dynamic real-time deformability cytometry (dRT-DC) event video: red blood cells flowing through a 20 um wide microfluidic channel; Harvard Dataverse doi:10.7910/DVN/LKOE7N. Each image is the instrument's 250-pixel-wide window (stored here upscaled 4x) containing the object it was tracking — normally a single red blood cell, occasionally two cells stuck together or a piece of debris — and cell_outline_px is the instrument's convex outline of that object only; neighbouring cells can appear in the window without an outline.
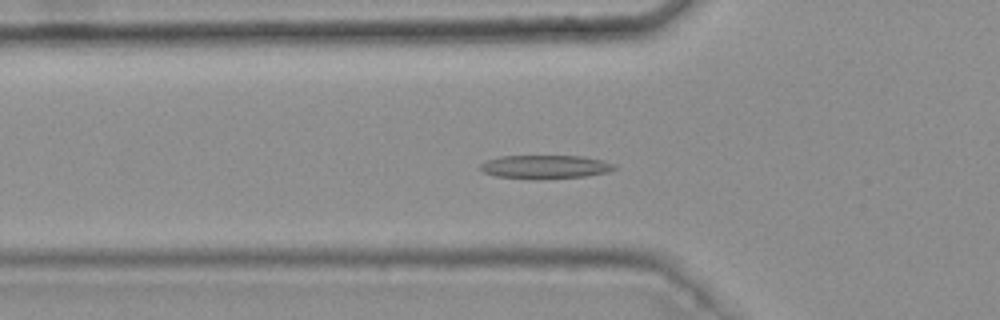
{"species": "common noctule bat (a hibernating species)", "species_latin": "Nyctalus noctula", "temperature_condition": "warm", "stored_images_in_passage": 40, "camera_frame_rate_fps": 3000, "um_per_image_px": 0.085, "animal": {"sex": "female", "body_mass_g": 25.1}, "frame": {"image": 1, "passage_image": 11, "time_ms": 3.333, "image_size_px": [1000, 320], "cell_outline_px": [[616, 168], [608, 172], [588, 176], [536, 180], [532, 180], [496, 176], [484, 172], [480, 168], [480, 164], [488, 160], [500, 156], [584, 156], [616, 164]], "centroid_in_image_um": [46.36, 14.2], "position_along_channel_um": 79.4, "area_um2": 18.61}}
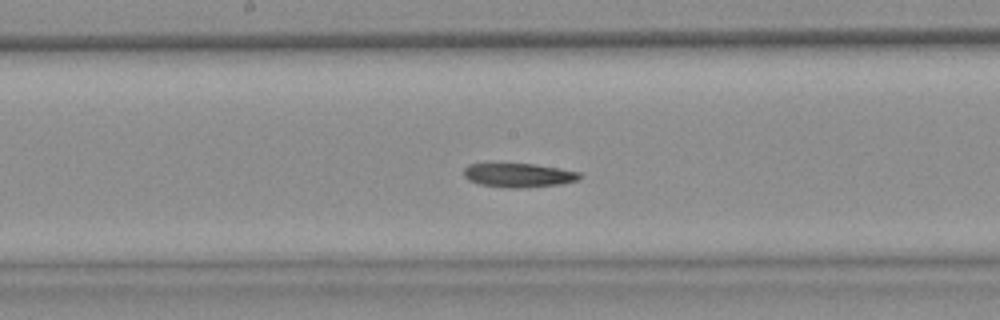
{"frame": {"image": 2, "passage_image": 21, "time_ms": 6.667, "image_size_px": [1000, 320], "cell_outline_px": [[584, 176], [576, 180], [560, 184], [528, 188], [508, 188], [480, 184], [468, 180], [464, 176], [464, 168], [468, 164], [496, 160], [536, 164], [560, 168], [580, 172]], "centroid_in_image_um": [44.02, 14.84], "position_along_channel_um": 204.2, "area_um2": 17.28}}
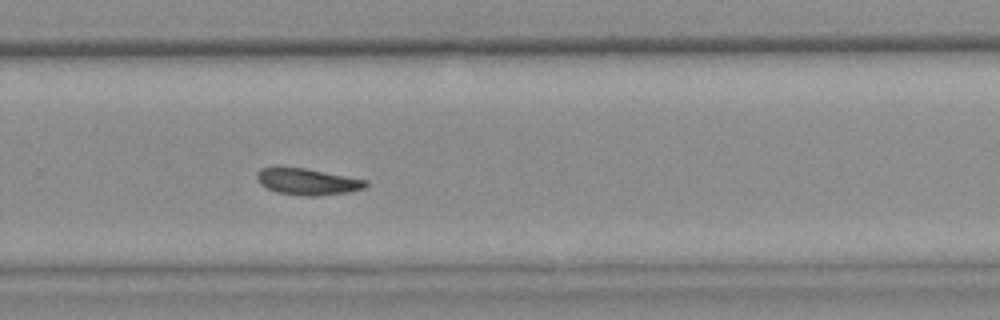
{"frame": {"image": 3, "passage_image": 29, "time_ms": 9.333, "image_size_px": [1000, 320], "cell_outline_px": [[368, 184], [364, 188], [352, 192], [316, 196], [304, 196], [276, 192], [260, 184], [256, 180], [256, 172], [260, 168], [280, 164], [304, 168], [368, 180]], "centroid_in_image_um": [26.07, 15.41], "position_along_channel_um": 303.7, "area_um2": 17.4}}